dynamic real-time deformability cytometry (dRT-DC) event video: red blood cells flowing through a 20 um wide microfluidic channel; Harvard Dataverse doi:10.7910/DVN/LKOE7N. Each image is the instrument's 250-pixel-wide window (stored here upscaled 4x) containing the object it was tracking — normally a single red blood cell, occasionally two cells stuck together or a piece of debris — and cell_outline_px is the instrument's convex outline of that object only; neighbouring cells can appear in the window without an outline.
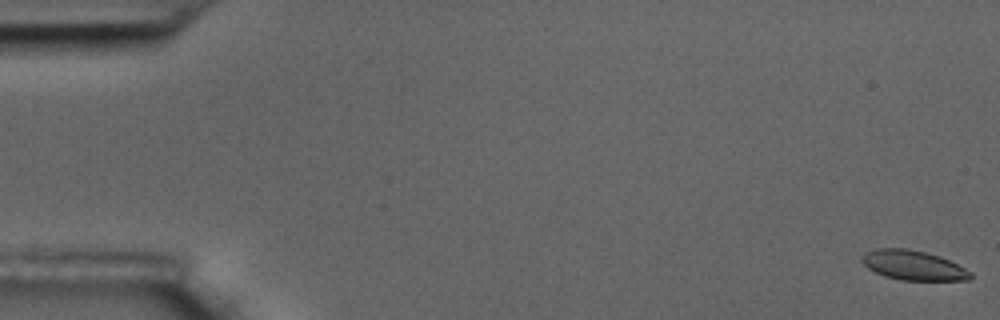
{"species": "common noctule bat (a hibernating species)", "species_latin": "Nyctalus noctula", "temperature_condition": "room temperature", "stored_images_in_passage": 59, "camera_frame_rate_fps": 3000, "um_per_image_px": 0.085, "animal": {"sex": "male", "body_mass_g": 17.5, "forearm_length_mm": 52.3}, "frame": {"image": 1, "passage_image": 1, "time_ms": 0.0, "image_size_px": [1000, 320], "cell_outline_px": [[972, 276], [968, 280], [900, 280], [884, 276], [868, 268], [860, 260], [860, 256], [864, 252], [876, 248], [908, 248], [940, 256], [972, 272]], "centroid_in_image_um": [77.58, 22.54], "position_along_channel_um": 7.4, "area_um2": 18.79}}
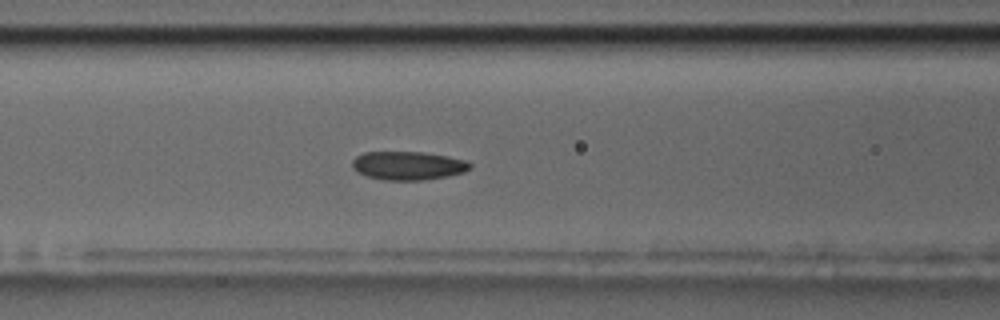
{"frame": {"image": 2, "passage_image": 25, "time_ms": 8.0, "image_size_px": [1000, 320], "cell_outline_px": [[472, 168], [464, 172], [448, 176], [420, 180], [388, 180], [368, 176], [356, 172], [352, 168], [352, 160], [356, 156], [364, 152], [424, 152], [448, 156], [464, 160], [472, 164]], "centroid_in_image_um": [34.68, 14.07], "position_along_channel_um": 131.9, "area_um2": 19.59}}
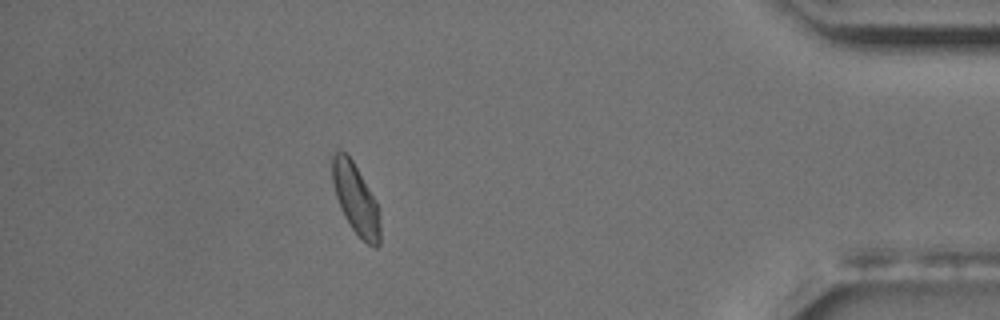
{"frame": {"image": 3, "passage_image": 53, "time_ms": 17.333, "image_size_px": [1000, 320], "cell_outline_px": [[380, 244], [376, 248], [368, 244], [352, 228], [344, 216], [340, 208], [332, 184], [328, 156], [332, 152], [344, 152], [352, 160], [376, 200], [380, 224]], "centroid_in_image_um": [30.18, 16.85], "position_along_channel_um": 405.0, "area_um2": 19.83}, "authors_computed_cell_mechanics": {"area_um2": 19.4786, "velocity_mm_per_s": 3.4316, "shape_relaxation_time_tau1_ms": 11.3946, "shape_relaxation_time_tau2_ms": 2.6619, "deformation_change_tau1": 0.1629, "deformation_change_tau2": 0.0726}}